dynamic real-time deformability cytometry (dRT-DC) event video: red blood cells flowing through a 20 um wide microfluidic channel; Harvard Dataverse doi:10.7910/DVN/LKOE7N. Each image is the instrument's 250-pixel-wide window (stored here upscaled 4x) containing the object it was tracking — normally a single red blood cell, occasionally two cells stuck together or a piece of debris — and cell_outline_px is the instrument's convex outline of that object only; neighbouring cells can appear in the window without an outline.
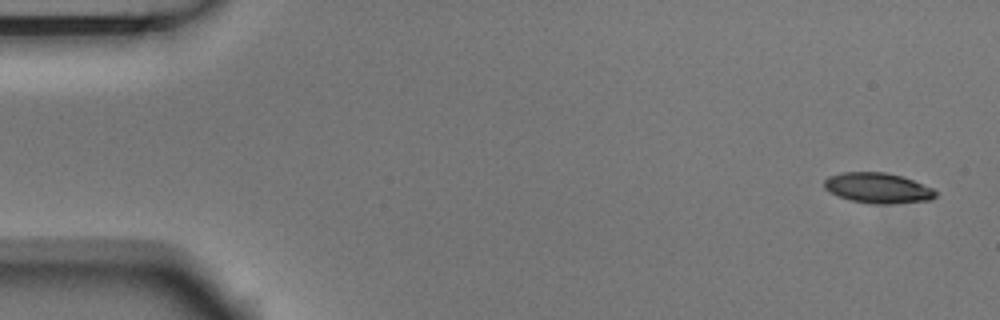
{"species": "Egyptian fruit bat (a non-hibernating species)", "species_latin": "Rousettus aegyptiacus", "temperature_condition": "room temperature", "stored_images_in_passage": 6, "segment_of_instrument_passage": [1, 2], "camera_frame_rate_fps": 3000, "um_per_image_px": 0.085, "animal": {"sex": "male"}, "frame": {"image": 1, "passage_image": 1, "time_ms": 0.0, "image_size_px": [1000, 320], "cell_outline_px": [[936, 196], [932, 200], [888, 204], [872, 204], [852, 200], [828, 192], [824, 188], [824, 180], [828, 176], [840, 172], [884, 172], [900, 176], [912, 180], [932, 188], [936, 192]], "centroid_in_image_um": [74.59, 15.98], "position_along_channel_um": 10.4, "area_um2": 19.65}}
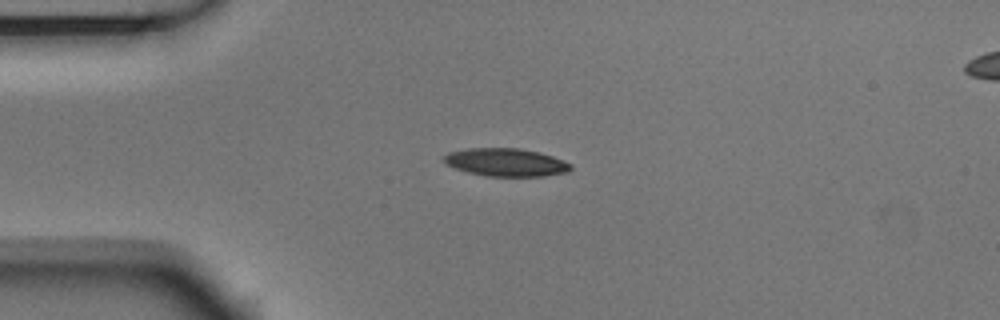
{"frame": {"image": 2, "passage_image": 4, "time_ms": 1.0, "image_size_px": [1000, 320], "cell_outline_px": [[572, 168], [568, 172], [544, 176], [488, 176], [468, 172], [456, 168], [448, 164], [444, 160], [444, 156], [448, 152], [468, 148], [520, 148], [540, 152], [552, 156], [572, 164]], "centroid_in_image_um": [43.04, 13.79], "position_along_channel_um": 42.0, "area_um2": 20.58}}